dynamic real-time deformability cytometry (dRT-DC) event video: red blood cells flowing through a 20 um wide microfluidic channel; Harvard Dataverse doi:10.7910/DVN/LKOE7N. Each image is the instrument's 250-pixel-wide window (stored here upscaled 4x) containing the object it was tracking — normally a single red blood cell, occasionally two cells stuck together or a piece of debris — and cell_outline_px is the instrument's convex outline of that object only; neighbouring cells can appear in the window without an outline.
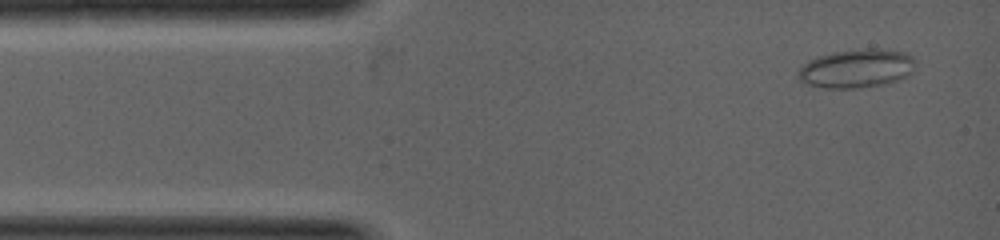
{"species": "common noctule bat (a hibernating species)", "species_latin": "Nyctalus noctula", "temperature_condition": "warm", "stored_images_in_passage": 10, "camera_frame_rate_fps": 5000, "um_per_image_px": 0.085, "animal": {"sex": "female", "body_mass_g": 19.0, "forearm_length_mm": 53.3}, "frame": {"image": 1, "passage_image": 1, "time_ms": 0.0, "image_size_px": [1000, 240], "cell_outline_px": [[916, 60], [912, 72], [908, 76], [900, 80], [880, 84], [856, 88], [824, 88], [808, 84], [800, 80], [796, 76], [796, 72], [808, 60], [816, 56], [832, 52], [868, 48], [876, 48], [908, 52]], "centroid_in_image_um": [72.81, 5.8], "position_along_channel_um": 12.2, "area_um2": 26.7}}
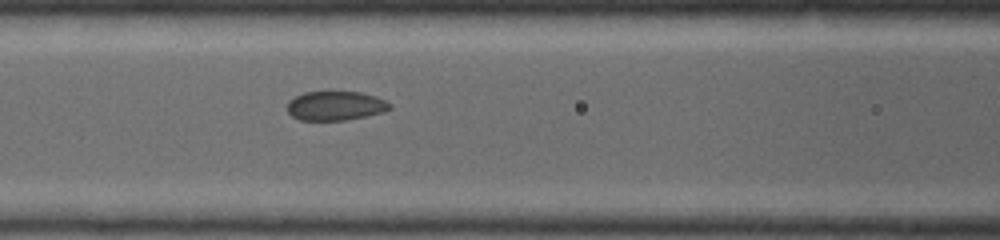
{"frame": {"image": 2, "passage_image": 7, "time_ms": 2.4, "image_size_px": [1000, 240], "cell_outline_px": [[392, 108], [384, 112], [368, 116], [344, 120], [300, 120], [292, 116], [288, 112], [288, 100], [304, 92], [360, 92], [376, 96], [392, 104]], "centroid_in_image_um": [28.54, 8.99], "position_along_channel_um": 138.1, "area_um2": 17.51}}
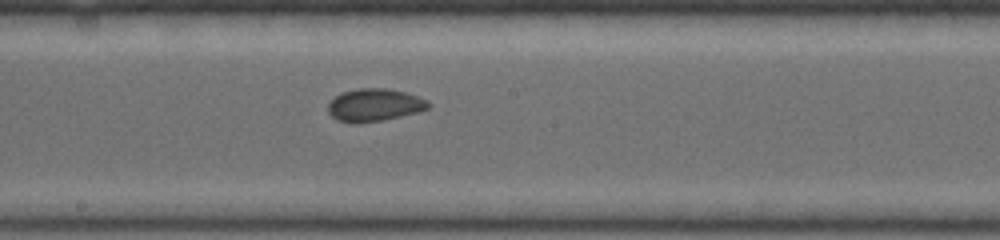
{"frame": {"image": 3, "passage_image": 10, "time_ms": 3.4, "image_size_px": [1000, 240], "cell_outline_px": [[432, 104], [428, 108], [416, 112], [400, 116], [380, 120], [336, 120], [328, 112], [328, 104], [336, 96], [344, 92], [360, 88], [388, 88], [404, 92], [428, 100]], "centroid_in_image_um": [31.87, 8.88], "position_along_channel_um": 216.3, "area_um2": 18.26}}